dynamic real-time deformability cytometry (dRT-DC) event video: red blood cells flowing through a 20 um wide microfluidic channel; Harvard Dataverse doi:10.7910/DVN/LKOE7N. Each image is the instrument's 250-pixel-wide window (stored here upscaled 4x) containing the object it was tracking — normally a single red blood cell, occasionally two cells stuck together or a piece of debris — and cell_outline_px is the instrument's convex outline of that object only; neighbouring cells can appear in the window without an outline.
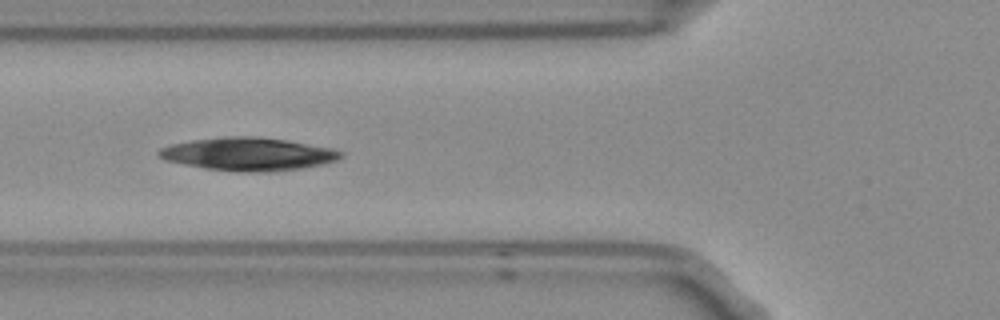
{"species": "Egyptian fruit bat (a non-hibernating species)", "species_latin": "Rousettus aegyptiacus", "temperature_condition": "room temperature", "stored_images_in_passage": 7, "camera_frame_rate_fps": 3000, "um_per_image_px": 0.085, "frame": {"image": 1, "passage_image": 5, "time_ms": 1.333, "image_size_px": [1000, 320], "cell_outline_px": [[344, 156], [336, 160], [320, 164], [300, 168], [276, 172], [236, 172], [204, 168], [164, 160], [156, 156], [156, 152], [160, 148], [172, 144], [192, 140], [224, 136], [256, 136], [284, 140], [332, 148], [344, 152]], "centroid_in_image_um": [21.06, 13.1], "position_along_channel_um": 104.7, "area_um2": 35.14}}